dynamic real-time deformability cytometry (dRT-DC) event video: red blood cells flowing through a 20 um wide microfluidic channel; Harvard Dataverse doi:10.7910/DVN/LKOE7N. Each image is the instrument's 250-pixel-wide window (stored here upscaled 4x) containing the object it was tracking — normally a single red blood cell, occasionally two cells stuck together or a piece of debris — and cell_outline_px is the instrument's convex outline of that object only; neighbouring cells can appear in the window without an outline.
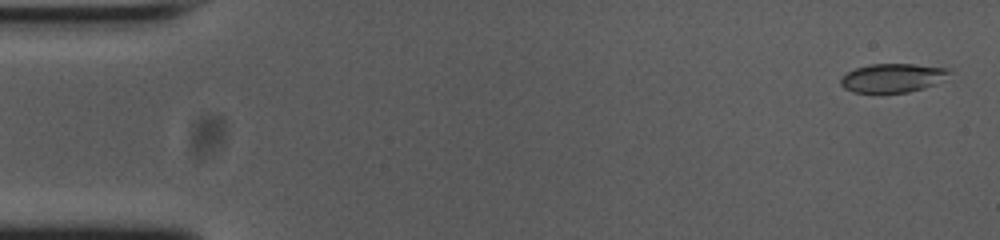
{"species": "common noctule bat (a hibernating species)", "species_latin": "Nyctalus noctula", "temperature_condition": "cold", "stored_images_in_passage": 54, "camera_frame_rate_fps": 3000, "um_per_image_px": 0.085, "animal": {"sex": "female", "body_mass_g": 23.0, "forearm_length_mm": 53.4}, "frame": {"image": 1, "passage_image": 2, "time_ms": 0.333, "image_size_px": [1000, 240], "cell_outline_px": [[952, 72], [936, 84], [924, 88], [908, 92], [852, 92], [844, 88], [840, 84], [840, 80], [848, 72], [856, 68], [868, 64], [916, 64], [948, 68]], "centroid_in_image_um": [75.89, 6.61], "position_along_channel_um": 9.1, "area_um2": 18.15}}
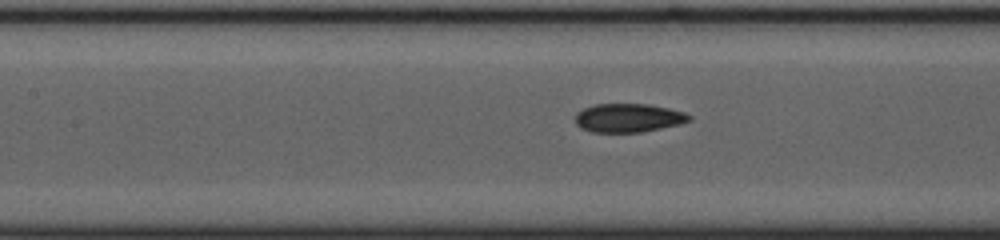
{"frame": {"image": 2, "passage_image": 24, "time_ms": 7.667, "image_size_px": [1000, 240], "cell_outline_px": [[692, 120], [680, 124], [640, 132], [592, 132], [580, 128], [576, 124], [576, 112], [592, 104], [648, 104], [668, 108], [684, 112], [692, 116]], "centroid_in_image_um": [53.4, 10.02], "position_along_channel_um": 154.0, "area_um2": 19.07}}
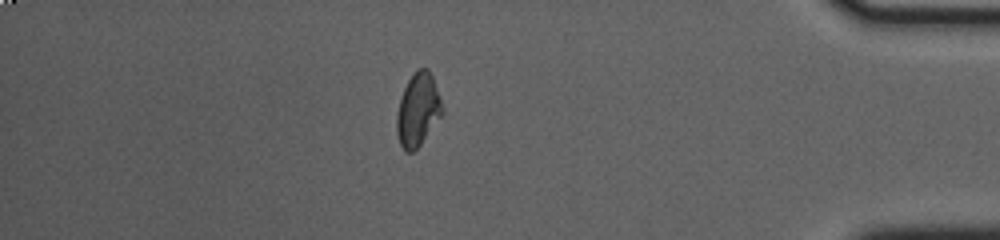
{"frame": {"image": 3, "passage_image": 47, "time_ms": 15.333, "image_size_px": [1000, 240], "cell_outline_px": [[444, 112], [420, 144], [412, 152], [408, 152], [400, 144], [396, 132], [396, 116], [400, 100], [404, 88], [408, 80], [416, 68], [428, 68], [432, 76], [444, 108]], "centroid_in_image_um": [35.52, 9.3], "position_along_channel_um": 399.7, "area_um2": 19.19}, "authors_computed_cell_mechanics": {"area_um2": 19.0451, "velocity_mm_per_s": 3.7465, "shape_relaxation_time_tau1_ms": null, "shape_relaxation_time_tau2_ms": 1.4938, "deformation_change_tau1": null, "deformation_change_tau2": 0.0504}}